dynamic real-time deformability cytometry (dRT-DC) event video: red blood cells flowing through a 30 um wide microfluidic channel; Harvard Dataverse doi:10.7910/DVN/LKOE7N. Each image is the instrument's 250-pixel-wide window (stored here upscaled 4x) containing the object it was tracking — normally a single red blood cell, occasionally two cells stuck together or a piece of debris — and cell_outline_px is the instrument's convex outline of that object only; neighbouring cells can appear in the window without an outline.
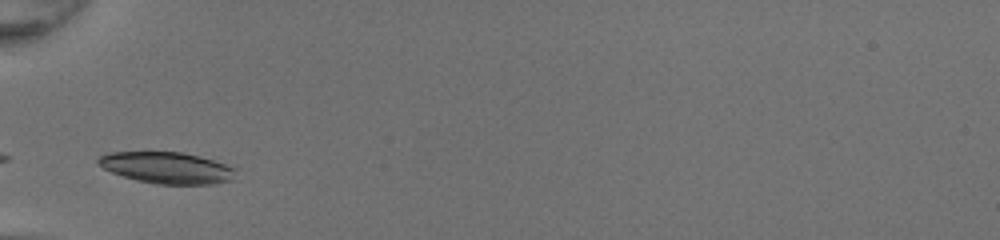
{"species": "common noctule bat (a hibernating species)", "species_latin": "Nyctalus noctula", "temperature_condition": "room temperature", "stored_images_in_passage": 26, "camera_frame_rate_fps": 3000, "um_per_image_px": 0.085, "animal": {"sex": "female", "body_mass_g": 20.0, "forearm_length_mm": 54.0}, "frame": {"image": 1, "passage_image": 1, "time_ms": 0.0, "image_size_px": [1000, 240], "cell_outline_px": [[236, 168], [232, 180], [212, 184], [156, 184], [136, 180], [112, 172], [104, 168], [96, 160], [100, 156], [108, 152], [180, 152], [212, 160]], "centroid_in_image_um": [14.17, 14.26], "position_along_channel_um": 70.8, "area_um2": 24.85}}
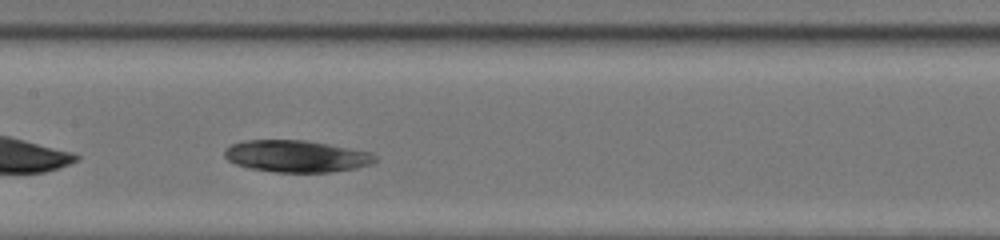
{"frame": {"image": 2, "passage_image": 9, "time_ms": 2.667, "image_size_px": [1000, 240], "cell_outline_px": [[376, 160], [372, 164], [356, 168], [332, 172], [276, 172], [248, 168], [236, 164], [228, 160], [224, 156], [224, 148], [232, 144], [244, 140], [308, 140], [372, 152], [376, 156]], "centroid_in_image_um": [25.2, 13.27], "position_along_channel_um": 182.2, "area_um2": 28.21}}
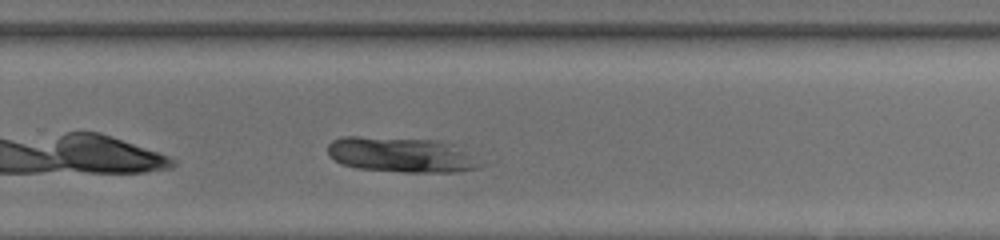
{"frame": {"image": 3, "passage_image": 17, "time_ms": 5.333, "image_size_px": [1000, 240], "cell_outline_px": [[496, 160], [492, 164], [480, 168], [456, 172], [404, 172], [356, 168], [340, 164], [328, 156], [328, 144], [332, 140], [340, 136], [356, 136], [440, 140], [452, 144]], "centroid_in_image_um": [34.36, 13.16], "position_along_channel_um": 295.4, "area_um2": 33.0}}